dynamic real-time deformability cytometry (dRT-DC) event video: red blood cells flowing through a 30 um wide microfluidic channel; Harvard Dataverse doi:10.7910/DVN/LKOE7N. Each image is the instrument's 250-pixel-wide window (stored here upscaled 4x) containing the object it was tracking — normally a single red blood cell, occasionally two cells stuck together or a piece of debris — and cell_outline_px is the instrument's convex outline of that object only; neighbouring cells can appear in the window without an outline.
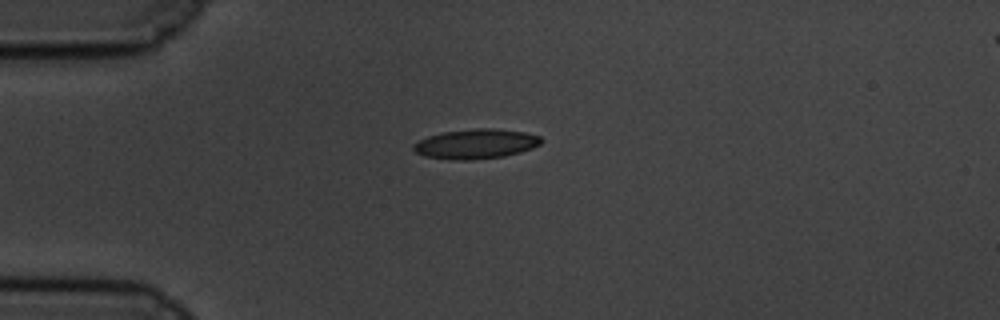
{"species": "common noctule bat (a hibernating species)", "species_latin": "Nyctalus noctula", "temperature_condition": "cold", "stored_images_in_passage": 45, "camera_frame_rate_fps": 3000, "um_per_image_px": 0.085, "animal": {"sex": "male", "body_mass_g": 19.5, "forearm_length_mm": 54.6}, "frame": {"image": 1, "passage_image": 1, "time_ms": 0.0, "image_size_px": [1000, 320], "cell_outline_px": [[544, 140], [540, 144], [532, 148], [520, 152], [504, 156], [472, 160], [448, 160], [424, 156], [416, 152], [412, 148], [412, 144], [428, 136], [444, 132], [476, 128], [492, 128], [524, 132], [540, 136]], "centroid_in_image_um": [40.44, 12.24], "position_along_channel_um": 44.6, "area_um2": 22.2}}
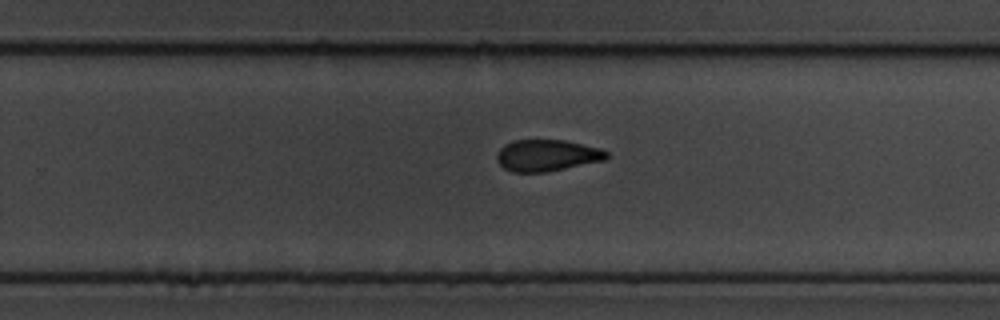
{"frame": {"image": 2, "passage_image": 24, "time_ms": 7.667, "image_size_px": [1000, 320], "cell_outline_px": [[608, 156], [604, 160], [544, 172], [512, 172], [504, 168], [496, 160], [496, 156], [500, 148], [504, 144], [512, 140], [564, 140], [600, 148], [608, 152]], "centroid_in_image_um": [46.45, 13.2], "position_along_channel_um": 283.3, "area_um2": 20.06}}
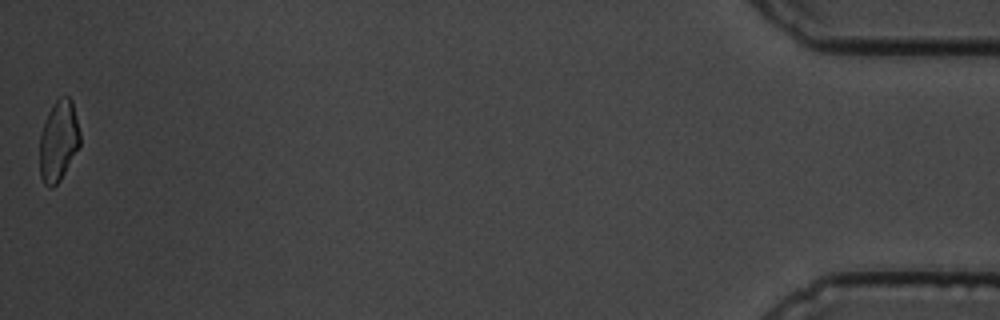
{"frame": {"image": 3, "passage_image": 45, "time_ms": 14.667, "image_size_px": [1000, 320], "cell_outline_px": [[80, 144], [60, 180], [52, 188], [48, 188], [44, 184], [40, 176], [40, 136], [48, 112], [52, 104], [60, 96], [68, 96], [72, 100], [80, 132]], "centroid_in_image_um": [4.97, 11.97], "position_along_channel_um": 430.2, "area_um2": 18.9}, "authors_computed_cell_mechanics": {"area_um2": 20.7502, "velocity_mm_per_s": 3.397, "shape_relaxation_time_tau1_ms": 6.8315, "shape_relaxation_time_tau2_ms": 3.9767, "deformation_change_tau1": 0.1535, "deformation_change_tau2": 0.0937}}